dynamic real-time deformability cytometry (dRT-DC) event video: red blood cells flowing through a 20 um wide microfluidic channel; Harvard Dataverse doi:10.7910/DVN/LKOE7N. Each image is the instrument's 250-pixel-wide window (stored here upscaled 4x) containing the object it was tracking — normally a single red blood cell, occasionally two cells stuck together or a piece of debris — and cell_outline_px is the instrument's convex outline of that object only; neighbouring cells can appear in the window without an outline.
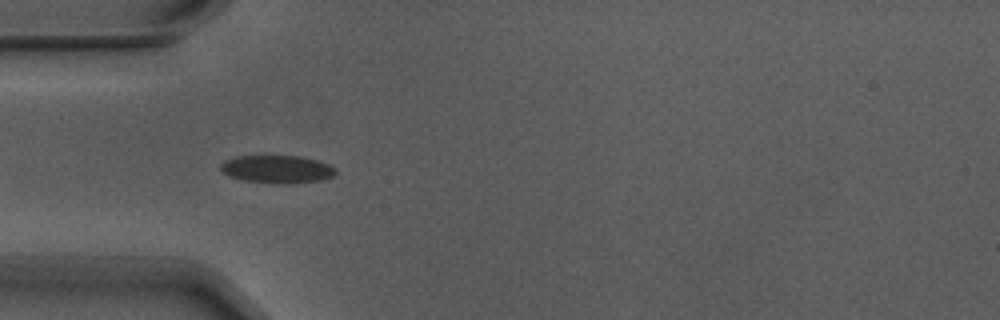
{"species": "Egyptian fruit bat (a non-hibernating species)", "species_latin": "Rousettus aegyptiacus", "temperature_condition": "warm", "stored_images_in_passage": 7, "camera_frame_rate_fps": 3000, "um_per_image_px": 0.085, "animal": {"sex": "male"}, "frame": {"image": 1, "passage_image": 5, "time_ms": 1.333, "image_size_px": [1000, 320], "cell_outline_px": [[336, 176], [324, 180], [288, 184], [280, 184], [244, 180], [228, 176], [220, 168], [220, 164], [224, 160], [236, 156], [300, 156], [316, 160], [328, 164], [336, 168]], "centroid_in_image_um": [23.59, 14.39], "position_along_channel_um": 61.4, "area_um2": 18.84}}
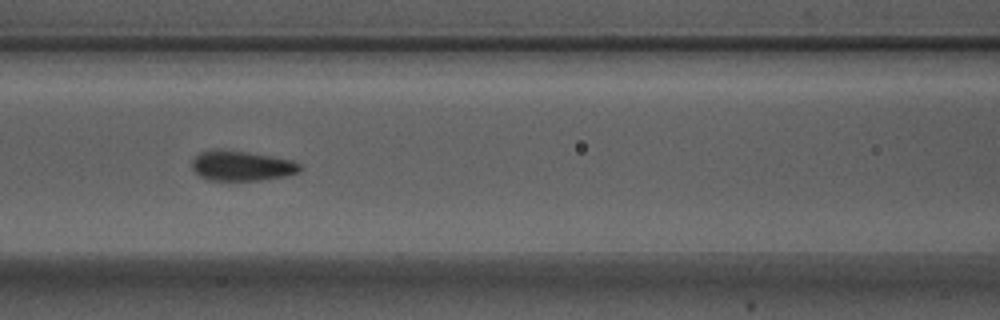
{"frame": {"image": 2, "passage_image": 7, "time_ms": 2.0, "image_size_px": [1000, 320], "cell_outline_px": [[300, 172], [284, 176], [260, 180], [208, 180], [200, 176], [192, 168], [192, 160], [200, 152], [248, 152], [292, 160], [300, 164]], "centroid_in_image_um": [20.58, 14.13], "position_along_channel_um": 146.0, "area_um2": 18.15}}